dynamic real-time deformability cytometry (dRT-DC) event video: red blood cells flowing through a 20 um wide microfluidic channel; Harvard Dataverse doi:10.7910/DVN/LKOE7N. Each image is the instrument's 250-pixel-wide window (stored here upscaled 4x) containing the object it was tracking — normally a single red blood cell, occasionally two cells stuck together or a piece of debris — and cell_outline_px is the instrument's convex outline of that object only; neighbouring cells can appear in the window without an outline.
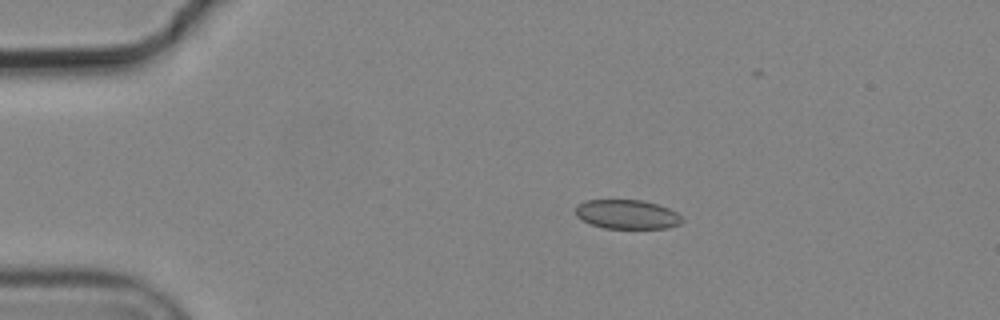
{"species": "common noctule bat (a hibernating species)", "species_latin": "Nyctalus noctula", "temperature_condition": "cold", "stored_images_in_passage": 2, "camera_frame_rate_fps": 3000, "um_per_image_px": 0.085, "animal": {"sex": "male", "body_mass_g": 19.2, "forearm_length_mm": 51.8}, "frame": {"image": 1, "passage_image": 1, "time_ms": 0.0, "image_size_px": [1000, 320], "cell_outline_px": [[684, 220], [680, 224], [668, 228], [604, 228], [592, 224], [576, 216], [576, 208], [584, 200], [644, 200], [668, 208], [676, 212]], "centroid_in_image_um": [53.33, 18.22], "position_along_channel_um": 31.7, "area_um2": 17.98}}